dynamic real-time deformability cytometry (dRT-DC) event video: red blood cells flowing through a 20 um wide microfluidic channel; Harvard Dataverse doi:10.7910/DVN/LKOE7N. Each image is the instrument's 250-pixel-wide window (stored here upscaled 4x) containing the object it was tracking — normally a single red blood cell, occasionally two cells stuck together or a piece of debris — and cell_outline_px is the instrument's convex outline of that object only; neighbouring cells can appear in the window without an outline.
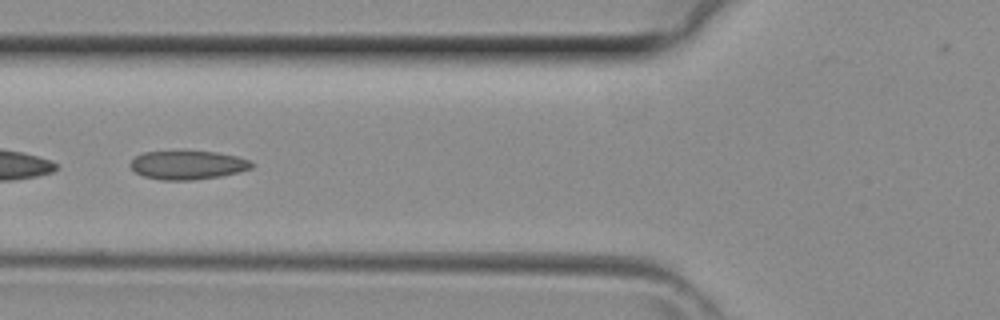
{"species": "common noctule bat (a hibernating species)", "species_latin": "Nyctalus noctula", "temperature_condition": "room temperature", "stored_images_in_passage": 37, "camera_frame_rate_fps": 3000, "um_per_image_px": 0.085, "animal": {"sex": "female", "body_mass_g": 29.2, "forearm_length_mm": 56.3}, "frame": {"image": 1, "passage_image": 11, "time_ms": 3.333, "image_size_px": [1000, 320], "cell_outline_px": [[256, 164], [252, 168], [220, 176], [192, 180], [160, 180], [144, 176], [136, 172], [128, 164], [136, 156], [144, 152], [176, 148], [184, 148], [216, 152], [236, 156], [248, 160]], "centroid_in_image_um": [15.92, 13.97], "position_along_channel_um": 109.9, "area_um2": 21.15}}
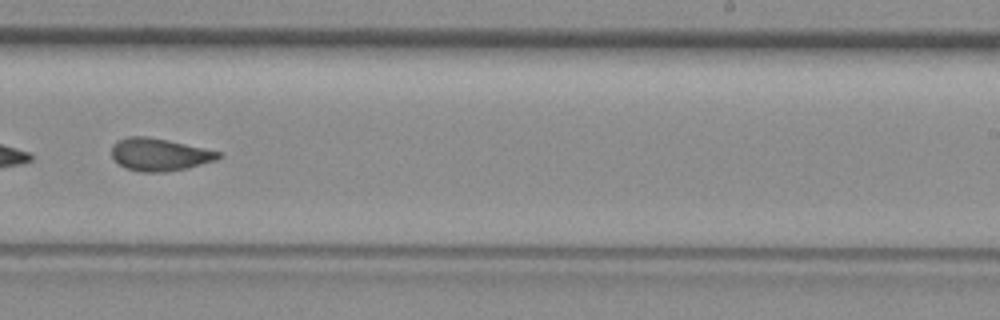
{"frame": {"image": 2, "passage_image": 21, "time_ms": 6.667, "image_size_px": [1000, 320], "cell_outline_px": [[224, 156], [216, 160], [188, 168], [164, 172], [140, 172], [128, 168], [120, 164], [112, 156], [112, 144], [116, 140], [128, 136], [144, 136], [168, 140], [204, 148], [220, 152]], "centroid_in_image_um": [13.56, 13.13], "position_along_channel_um": 275.4, "area_um2": 20.23}}
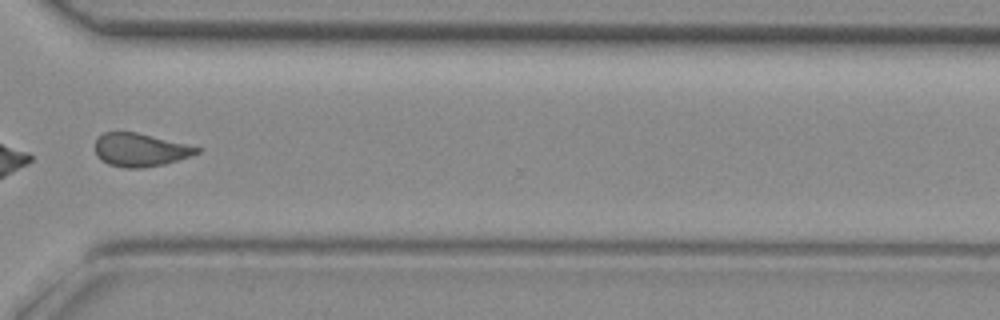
{"frame": {"image": 3, "passage_image": 26, "time_ms": 8.333, "image_size_px": [1000, 320], "cell_outline_px": [[200, 152], [164, 164], [144, 168], [124, 168], [108, 164], [96, 156], [96, 140], [104, 132], [136, 132], [200, 148]], "centroid_in_image_um": [11.87, 12.75], "position_along_channel_um": 358.7, "area_um2": 19.31}}